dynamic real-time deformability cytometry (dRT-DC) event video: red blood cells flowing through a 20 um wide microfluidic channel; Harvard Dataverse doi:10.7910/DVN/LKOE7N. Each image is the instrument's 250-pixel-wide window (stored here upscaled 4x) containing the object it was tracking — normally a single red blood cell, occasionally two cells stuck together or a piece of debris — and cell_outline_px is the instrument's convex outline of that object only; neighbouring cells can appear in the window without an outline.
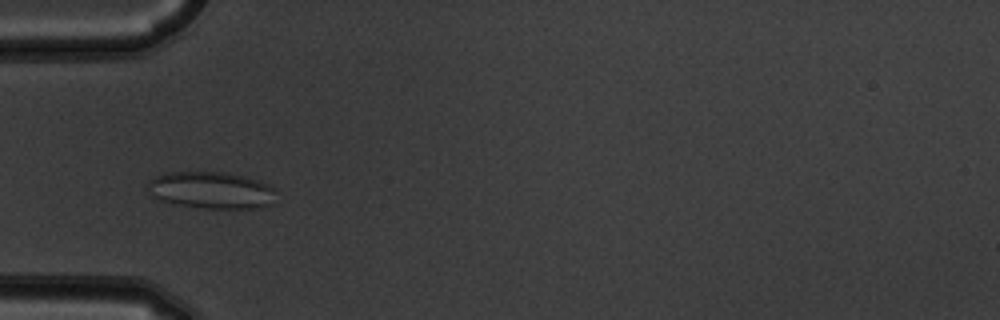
{"species": "common noctule bat (a hibernating species)", "species_latin": "Nyctalus noctula", "temperature_condition": "warm", "stored_images_in_passage": 9, "camera_frame_rate_fps": 3000, "um_per_image_px": 0.085, "animal": {"sex": "male", "body_mass_g": 19.5, "forearm_length_mm": 54.6}, "frame": {"image": 1, "passage_image": 4, "time_ms": 1.0, "image_size_px": [1000, 320], "cell_outline_px": [[276, 188], [272, 204], [260, 208], [204, 208], [172, 204], [160, 200], [152, 196], [144, 188], [148, 180], [156, 176], [168, 172], [228, 172], [244, 176], [268, 184]], "centroid_in_image_um": [17.91, 16.17], "position_along_channel_um": 67.1, "area_um2": 28.03}}
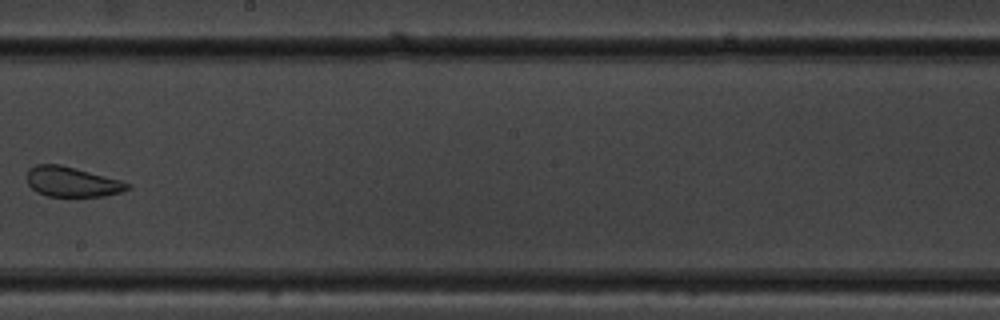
{"frame": {"image": 2, "passage_image": 8, "time_ms": 2.333, "image_size_px": [1000, 320], "cell_outline_px": [[132, 188], [120, 192], [104, 196], [48, 196], [36, 192], [28, 184], [28, 168], [36, 164], [60, 164], [120, 180], [132, 184]], "centroid_in_image_um": [6.13, 15.45], "position_along_channel_um": 242.1, "area_um2": 17.51}}